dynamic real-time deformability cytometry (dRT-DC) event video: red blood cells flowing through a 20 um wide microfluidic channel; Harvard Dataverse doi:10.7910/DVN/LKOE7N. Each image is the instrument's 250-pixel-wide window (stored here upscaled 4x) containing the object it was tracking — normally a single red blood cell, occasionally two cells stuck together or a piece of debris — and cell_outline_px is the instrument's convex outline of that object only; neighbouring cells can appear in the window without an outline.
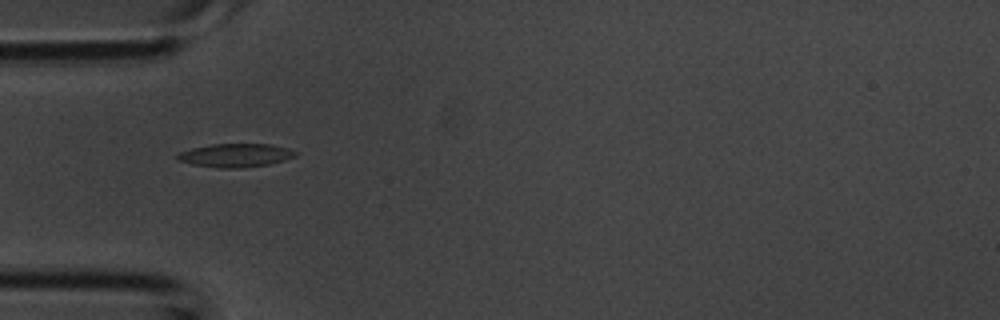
{"species": "common noctule bat (a hibernating species)", "species_latin": "Nyctalus noctula", "temperature_condition": "room temperature", "stored_images_in_passage": 2, "camera_frame_rate_fps": 3000, "um_per_image_px": 0.085, "animal": {"sex": "male", "body_mass_g": 20.1, "forearm_length_mm": 53.5}, "frame": {"image": 1, "passage_image": 1, "time_ms": 0.0, "image_size_px": [1000, 320], "cell_outline_px": [[300, 152], [296, 156], [284, 160], [268, 164], [244, 168], [220, 168], [192, 164], [180, 160], [176, 156], [176, 152], [192, 148], [212, 144], [268, 144], [288, 148]], "centroid_in_image_um": [20.03, 13.2], "position_along_channel_um": 65.0, "area_um2": 16.18}}
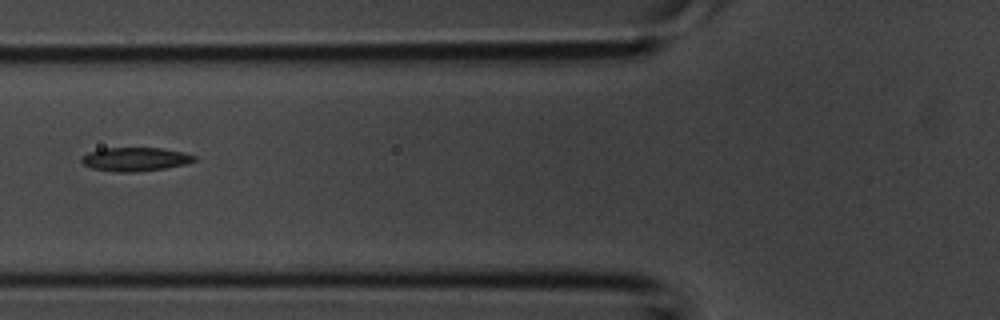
{"frame": {"image": 2, "passage_image": 2, "time_ms": 0.333, "image_size_px": [1000, 320], "cell_outline_px": [[196, 160], [188, 164], [168, 168], [136, 172], [112, 172], [92, 168], [84, 164], [80, 160], [80, 156], [88, 152], [104, 148], [160, 148], [184, 152], [196, 156]], "centroid_in_image_um": [11.5, 13.54], "position_along_channel_um": 114.3, "area_um2": 15.84}}